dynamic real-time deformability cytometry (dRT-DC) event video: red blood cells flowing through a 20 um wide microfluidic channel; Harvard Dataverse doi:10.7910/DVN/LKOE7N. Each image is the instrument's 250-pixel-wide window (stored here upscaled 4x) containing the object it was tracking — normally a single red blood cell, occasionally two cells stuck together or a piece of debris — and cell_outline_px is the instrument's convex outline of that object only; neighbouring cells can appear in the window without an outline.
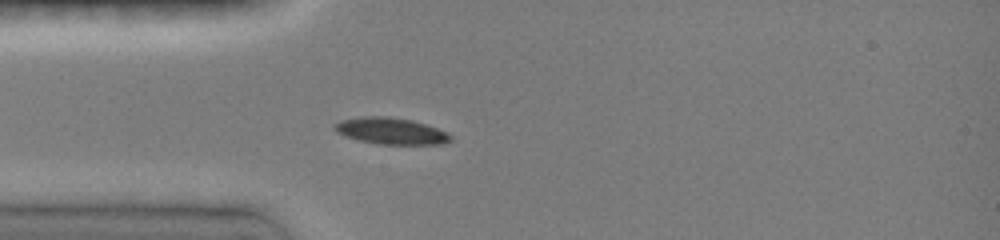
{"species": "common noctule bat (a hibernating species)", "species_latin": "Nyctalus noctula", "temperature_condition": "room temperature", "stored_images_in_passage": 17, "camera_frame_rate_fps": 3000, "um_per_image_px": 0.085, "animal": {"sex": "female", "body_mass_g": 19.0, "forearm_length_mm": 51.5}, "frame": {"image": 1, "passage_image": 1, "time_ms": 0.0, "image_size_px": [1000, 240], "cell_outline_px": [[452, 140], [440, 144], [376, 144], [344, 136], [336, 132], [332, 128], [340, 120], [360, 116], [388, 116], [412, 120], [448, 132], [452, 136]], "centroid_in_image_um": [33.2, 11.13], "position_along_channel_um": 51.8, "area_um2": 17.98}}
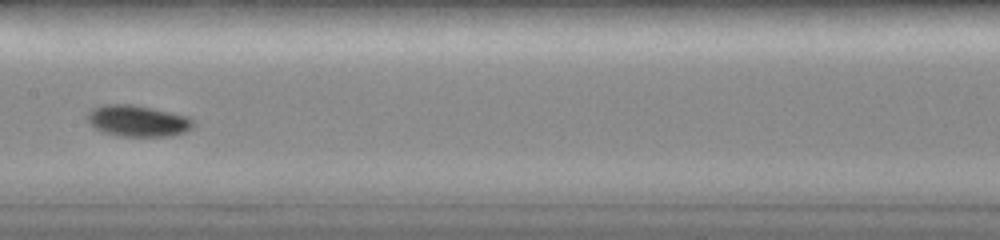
{"frame": {"image": 2, "passage_image": 9, "time_ms": 3.667, "image_size_px": [1000, 240], "cell_outline_px": [[196, 124], [192, 128], [184, 132], [172, 136], [116, 136], [100, 132], [88, 124], [88, 112], [92, 108], [104, 104], [132, 104], [152, 108], [188, 116], [196, 120]], "centroid_in_image_um": [11.71, 10.28], "position_along_channel_um": 195.7, "area_um2": 19.71}}
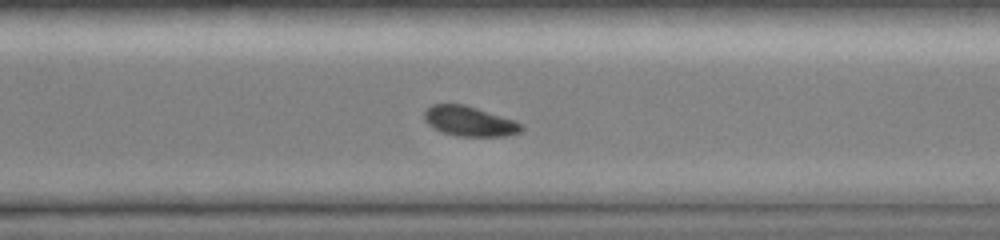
{"frame": {"image": 3, "passage_image": 16, "time_ms": 7.0, "image_size_px": [1000, 240], "cell_outline_px": [[520, 132], [508, 136], [456, 136], [444, 132], [428, 124], [424, 120], [424, 112], [432, 104], [464, 104], [516, 120], [520, 124]], "centroid_in_image_um": [39.9, 10.3], "position_along_channel_um": 330.7, "area_um2": 16.76}}